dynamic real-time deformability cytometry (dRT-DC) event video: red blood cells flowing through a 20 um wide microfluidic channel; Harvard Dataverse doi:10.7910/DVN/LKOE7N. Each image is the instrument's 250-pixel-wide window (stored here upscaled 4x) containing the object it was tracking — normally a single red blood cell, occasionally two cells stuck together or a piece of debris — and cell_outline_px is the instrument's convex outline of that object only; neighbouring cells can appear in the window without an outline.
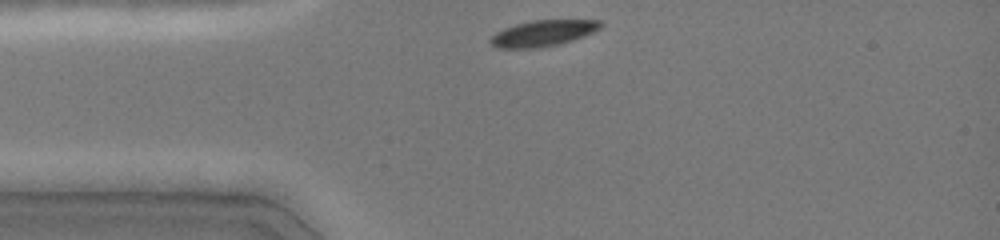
{"species": "common noctule bat (a hibernating species)", "species_latin": "Nyctalus noctula", "temperature_condition": "cold", "stored_images_in_passage": 31, "camera_frame_rate_fps": 3000, "um_per_image_px": 0.085, "animal": {"sex": "female", "body_mass_g": 19.0, "forearm_length_mm": 51.5}, "frame": {"image": 1, "passage_image": 1, "time_ms": 0.0, "image_size_px": [1000, 240], "cell_outline_px": [[604, 24], [600, 28], [584, 36], [560, 44], [540, 48], [496, 48], [488, 40], [496, 32], [504, 28], [516, 24], [532, 20], [600, 20]], "centroid_in_image_um": [46.15, 2.83], "position_along_channel_um": 38.9, "area_um2": 16.76}}
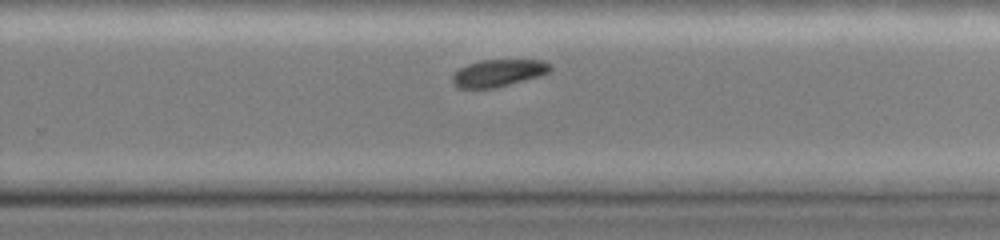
{"frame": {"image": 2, "passage_image": 21, "time_ms": 6.667, "image_size_px": [1000, 240], "cell_outline_px": [[552, 68], [548, 72], [536, 76], [508, 84], [492, 88], [456, 88], [452, 84], [452, 76], [460, 68], [468, 64], [480, 60], [540, 60], [552, 64]], "centroid_in_image_um": [42.31, 6.2], "position_along_channel_um": 287.5, "area_um2": 15.2}}
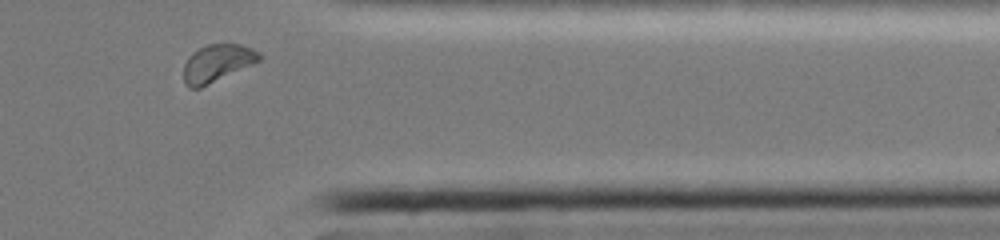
{"frame": {"image": 3, "passage_image": 29, "time_ms": 9.333, "image_size_px": [1000, 240], "cell_outline_px": [[264, 56], [260, 60], [200, 88], [188, 88], [184, 84], [184, 64], [188, 56], [192, 52], [208, 44], [240, 44], [252, 48], [260, 52]], "centroid_in_image_um": [18.45, 5.36], "position_along_channel_um": 393.0, "area_um2": 16.42}, "authors_computed_cell_mechanics": {"area_um2": 16.8198, "velocity_mm_per_s": 4.0129, "shape_relaxation_time_tau1_ms": 2.8223, "shape_relaxation_time_tau2_ms": null, "deformation_change_tau1": 0.126, "deformation_change_tau2": null}}